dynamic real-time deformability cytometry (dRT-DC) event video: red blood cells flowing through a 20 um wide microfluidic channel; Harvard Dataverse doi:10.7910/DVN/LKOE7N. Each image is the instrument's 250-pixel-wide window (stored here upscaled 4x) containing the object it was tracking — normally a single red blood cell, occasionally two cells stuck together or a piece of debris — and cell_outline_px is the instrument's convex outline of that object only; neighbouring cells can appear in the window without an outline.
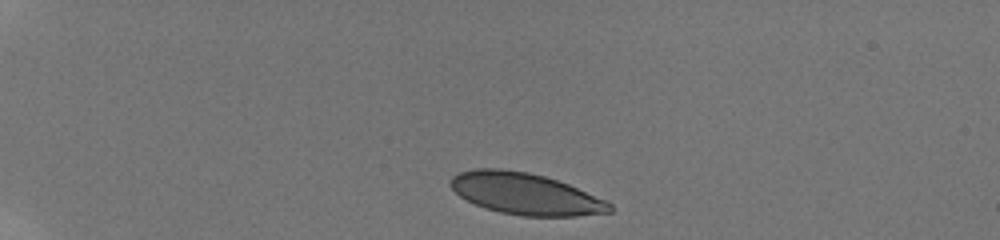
{"species": "human", "species_latin": "Homo sapiens", "temperature_condition": "room temperature", "stored_images_in_passage": 42, "camera_frame_rate_fps": 3000, "um_per_image_px": 0.085, "donor": {"sex": "male"}, "frame": {"image": 1, "passage_image": 1, "time_ms": 0.0, "image_size_px": [1000, 240], "cell_outline_px": [[612, 212], [576, 216], [524, 216], [500, 212], [484, 208], [460, 196], [448, 184], [448, 180], [452, 176], [460, 172], [476, 168], [500, 168], [528, 172], [544, 176], [568, 184], [604, 200], [612, 204]], "centroid_in_image_um": [44.62, 16.47], "position_along_channel_um": 40.4, "area_um2": 38.38}}
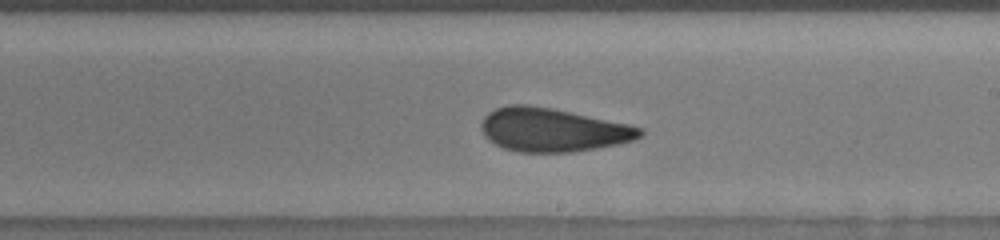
{"frame": {"image": 2, "passage_image": 24, "time_ms": 7.333, "image_size_px": [1000, 240], "cell_outline_px": [[644, 132], [640, 136], [632, 140], [620, 144], [572, 152], [516, 152], [504, 148], [488, 140], [484, 136], [480, 128], [480, 124], [484, 116], [488, 112], [496, 108], [508, 104], [528, 104], [552, 108], [572, 112], [628, 124], [644, 128]], "centroid_in_image_um": [46.94, 11.03], "position_along_channel_um": 242.1, "area_um2": 40.52}}
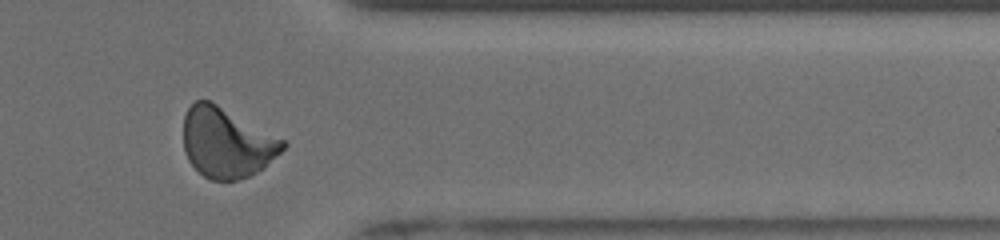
{"frame": {"image": 3, "passage_image": 36, "time_ms": 11.333, "image_size_px": [1000, 240], "cell_outline_px": [[288, 144], [264, 168], [248, 176], [236, 180], [212, 180], [204, 176], [188, 160], [184, 148], [184, 116], [188, 108], [196, 100], [212, 100], [284, 140]], "centroid_in_image_um": [19.26, 12.11], "position_along_channel_um": 392.1, "area_um2": 40.4}, "authors_computed_cell_mechanics": {"area_um2": 39.9109, "velocity_mm_per_s": 3.8481, "shape_relaxation_time_tau1_ms": 11.2675, "shape_relaxation_time_tau2_ms": 1.3049, "deformation_change_tau1": 0.23, "deformation_change_tau2": 0.0498}}